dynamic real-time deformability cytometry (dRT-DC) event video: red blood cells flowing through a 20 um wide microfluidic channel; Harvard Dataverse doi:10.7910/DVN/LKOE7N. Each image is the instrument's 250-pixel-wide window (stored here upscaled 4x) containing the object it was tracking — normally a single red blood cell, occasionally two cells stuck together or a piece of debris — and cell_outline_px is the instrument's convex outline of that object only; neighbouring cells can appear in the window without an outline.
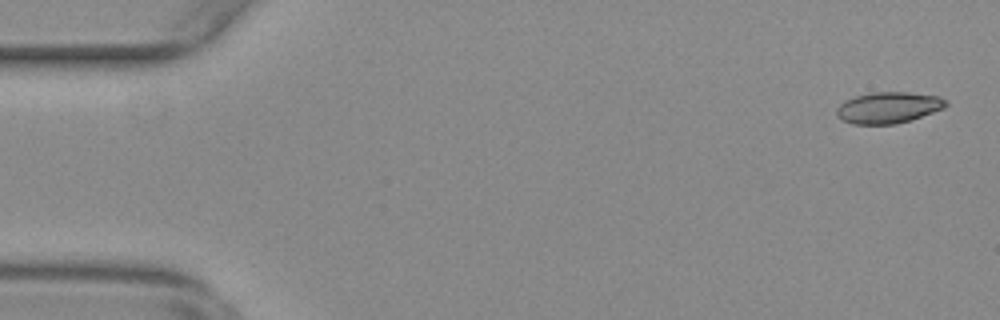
{"species": "common noctule bat (a hibernating species)", "species_latin": "Nyctalus noctula", "temperature_condition": "warm", "stored_images_in_passage": 55, "camera_frame_rate_fps": 3000, "um_per_image_px": 0.085, "animal": {"sex": "female", "body_mass_g": 29.2, "forearm_length_mm": 56.3}, "frame": {"image": 1, "passage_image": 2, "time_ms": 0.333, "image_size_px": [1000, 320], "cell_outline_px": [[948, 104], [944, 108], [896, 124], [852, 124], [836, 116], [836, 108], [840, 104], [856, 96], [872, 92], [908, 92], [940, 96], [948, 100]], "centroid_in_image_um": [75.52, 9.14], "position_along_channel_um": 9.5, "area_um2": 19.77}}
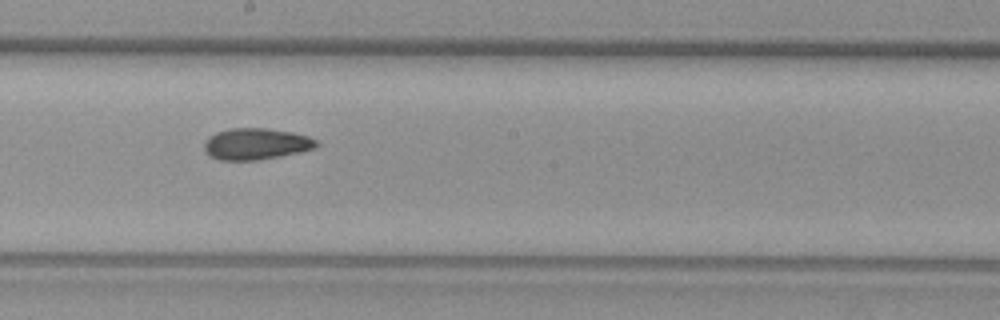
{"frame": {"image": 2, "passage_image": 30, "time_ms": 9.667, "image_size_px": [1000, 320], "cell_outline_px": [[320, 144], [312, 148], [300, 152], [256, 160], [220, 160], [208, 156], [204, 148], [204, 140], [208, 136], [216, 132], [228, 128], [268, 128], [292, 132], [308, 136], [316, 140]], "centroid_in_image_um": [21.71, 12.22], "position_along_channel_um": 226.5, "area_um2": 20.63}}
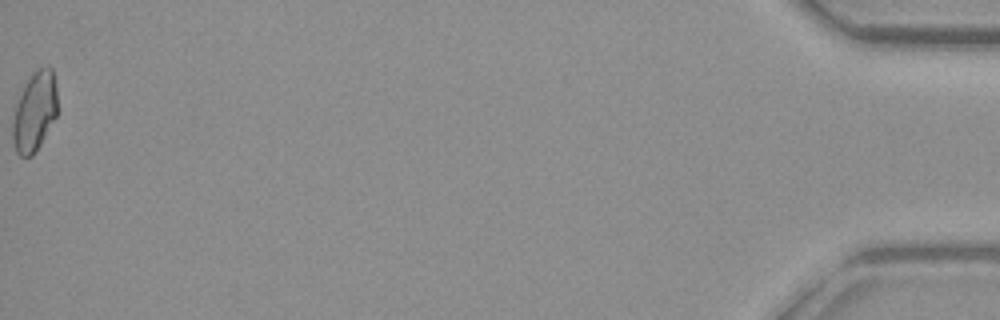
{"frame": {"image": 3, "passage_image": 55, "time_ms": 18.0, "image_size_px": [1000, 320], "cell_outline_px": [[56, 116], [40, 144], [32, 156], [20, 156], [16, 152], [12, 140], [12, 124], [16, 104], [24, 80], [36, 68], [48, 64], [52, 68], [56, 88]], "centroid_in_image_um": [2.92, 9.42], "position_along_channel_um": 432.3, "area_um2": 20.98}, "authors_computed_cell_mechanics": {"area_um2": 20.1722, "velocity_mm_per_s": 3.7876, "shape_relaxation_time_tau1_ms": null, "shape_relaxation_time_tau2_ms": 4.1777, "deformation_change_tau1": null, "deformation_change_tau2": 0.1063}}